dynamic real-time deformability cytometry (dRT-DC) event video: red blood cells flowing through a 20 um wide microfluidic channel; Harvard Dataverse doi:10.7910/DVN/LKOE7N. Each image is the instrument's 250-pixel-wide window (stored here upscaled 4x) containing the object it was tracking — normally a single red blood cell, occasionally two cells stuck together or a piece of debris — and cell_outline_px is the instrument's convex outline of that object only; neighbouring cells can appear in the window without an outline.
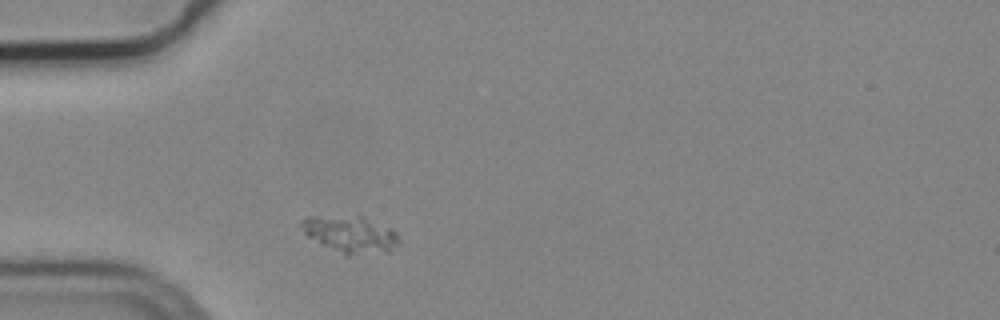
{"species": "common noctule bat (a hibernating species)", "species_latin": "Nyctalus noctula", "temperature_condition": "cold", "stored_images_in_passage": 1, "camera_frame_rate_fps": 3000, "um_per_image_px": 0.085, "animal": {"sex": "male", "body_mass_g": 19.2, "forearm_length_mm": 51.8}, "frame": {"image": 1, "passage_image": 1, "time_ms": 0.0, "image_size_px": [1000, 320], "cell_outline_px": [[400, 240], [388, 252], [348, 256], [344, 256], [320, 244], [308, 236], [304, 232], [300, 224], [304, 220], [312, 216], [360, 216], [392, 228], [396, 232]], "centroid_in_image_um": [29.8, 19.94], "position_along_channel_um": 55.2, "area_um2": 20.92}}